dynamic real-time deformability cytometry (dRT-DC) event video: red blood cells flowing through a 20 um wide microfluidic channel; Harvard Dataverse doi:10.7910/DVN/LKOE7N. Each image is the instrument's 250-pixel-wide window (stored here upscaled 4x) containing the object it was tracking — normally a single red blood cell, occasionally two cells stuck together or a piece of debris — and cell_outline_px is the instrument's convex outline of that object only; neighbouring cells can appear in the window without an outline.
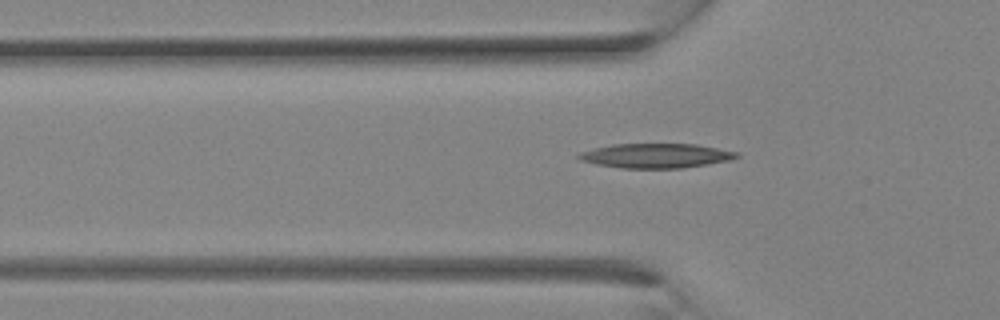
{"species": "Egyptian fruit bat (a non-hibernating species)", "species_latin": "Rousettus aegyptiacus", "temperature_condition": "room temperature", "stored_images_in_passage": 3, "camera_frame_rate_fps": 3000, "um_per_image_px": 0.085, "animal": {"sex": "female"}, "frame": {"image": 1, "passage_image": 3, "time_ms": 3.333, "image_size_px": [1000, 320], "cell_outline_px": [[740, 156], [728, 160], [708, 164], [680, 168], [620, 168], [596, 164], [580, 160], [576, 156], [580, 152], [592, 148], [612, 144], [696, 144], [740, 152]], "centroid_in_image_um": [55.73, 13.23], "position_along_channel_um": 70.1, "area_um2": 22.6}}